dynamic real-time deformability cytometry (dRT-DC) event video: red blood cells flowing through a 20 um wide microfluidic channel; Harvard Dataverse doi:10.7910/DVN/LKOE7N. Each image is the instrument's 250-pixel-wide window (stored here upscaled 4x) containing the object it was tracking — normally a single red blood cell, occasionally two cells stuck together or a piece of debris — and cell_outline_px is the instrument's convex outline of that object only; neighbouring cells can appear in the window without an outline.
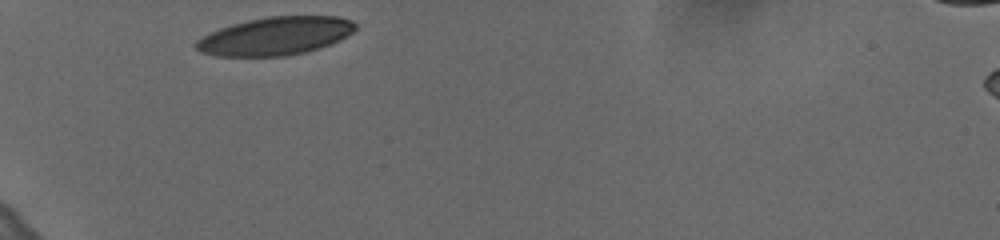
{"species": "human", "species_latin": "Homo sapiens", "temperature_condition": "cold", "stored_images_in_passage": 30, "camera_frame_rate_fps": 3000, "um_per_image_px": 0.085, "donor": {"sex": "female"}, "frame": {"image": 1, "passage_image": 1, "time_ms": 0.0, "image_size_px": [1000, 240], "cell_outline_px": [[356, 28], [352, 32], [340, 40], [320, 48], [304, 52], [284, 56], [216, 56], [200, 52], [196, 48], [196, 40], [220, 28], [232, 24], [248, 20], [268, 16], [340, 16], [352, 20], [356, 24]], "centroid_in_image_um": [23.43, 3.06], "position_along_channel_um": 61.6, "area_um2": 35.32}}
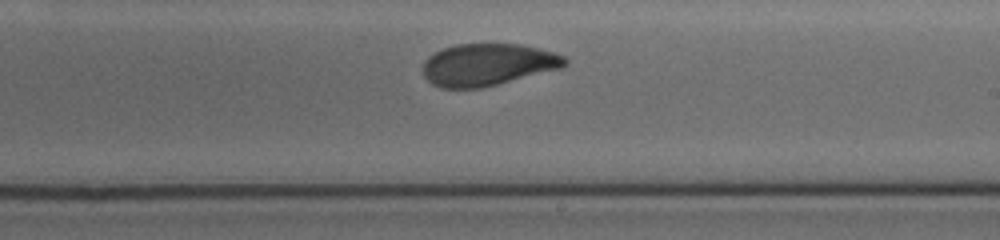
{"frame": {"image": 2, "passage_image": 18, "time_ms": 5.667, "image_size_px": [1000, 240], "cell_outline_px": [[568, 64], [560, 68], [480, 88], [440, 88], [432, 84], [424, 76], [424, 60], [428, 56], [444, 48], [456, 44], [520, 44], [552, 52], [564, 56], [568, 60]], "centroid_in_image_um": [41.43, 5.49], "position_along_channel_um": 247.6, "area_um2": 34.45}}
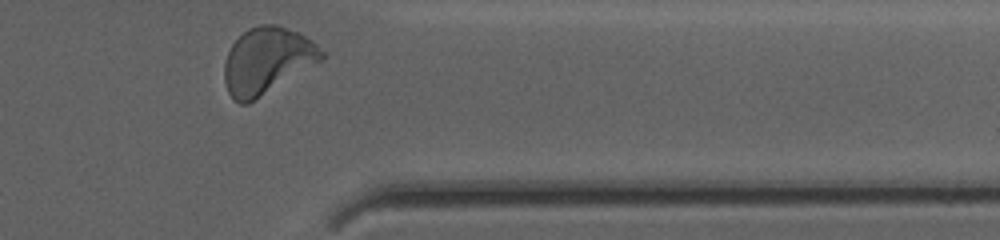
{"frame": {"image": 3, "passage_image": 30, "time_ms": 9.667, "image_size_px": [1000, 240], "cell_outline_px": [[324, 56], [320, 60], [248, 104], [240, 104], [232, 100], [228, 92], [224, 80], [224, 64], [228, 52], [232, 44], [248, 28], [260, 24], [276, 24], [288, 28], [312, 40], [324, 52]], "centroid_in_image_um": [22.65, 5.15], "position_along_channel_um": 388.8, "area_um2": 37.11}, "authors_computed_cell_mechanics": {"area_um2": 35.7493, "velocity_mm_per_s": 3.6015, "shape_relaxation_time_tau1_ms": 5.3834, "shape_relaxation_time_tau2_ms": 1.348, "deformation_change_tau1": 0.1686, "deformation_change_tau2": 0.0686}}